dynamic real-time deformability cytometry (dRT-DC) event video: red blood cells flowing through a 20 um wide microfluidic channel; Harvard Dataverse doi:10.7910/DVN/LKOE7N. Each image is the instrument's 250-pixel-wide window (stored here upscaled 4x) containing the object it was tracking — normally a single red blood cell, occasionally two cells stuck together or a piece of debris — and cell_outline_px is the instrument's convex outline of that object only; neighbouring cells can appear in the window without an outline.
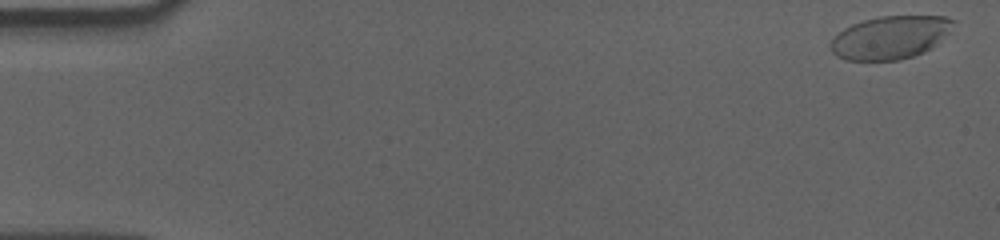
{"species": "human", "species_latin": "Homo sapiens", "temperature_condition": "cold", "stored_images_in_passage": 55, "camera_frame_rate_fps": 3000, "um_per_image_px": 0.085, "donor": {"sex": "male"}, "frame": {"image": 1, "passage_image": 2, "time_ms": 0.333, "image_size_px": [1000, 240], "cell_outline_px": [[956, 20], [948, 32], [932, 48], [924, 52], [900, 60], [844, 60], [836, 56], [832, 52], [828, 44], [844, 28], [852, 24], [864, 20], [880, 16], [948, 16]], "centroid_in_image_um": [75.66, 3.18], "position_along_channel_um": 9.3, "area_um2": 30.75}}
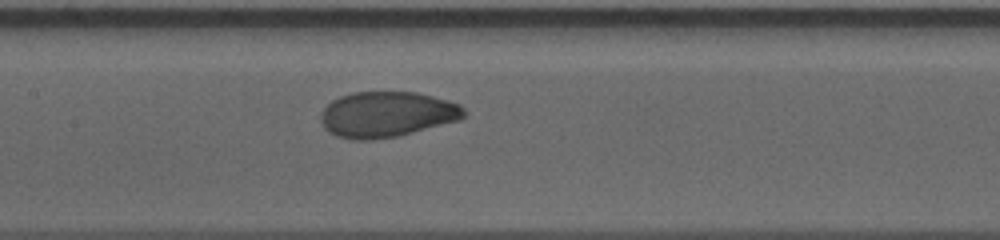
{"frame": {"image": 2, "passage_image": 29, "time_ms": 9.333, "image_size_px": [1000, 240], "cell_outline_px": [[464, 116], [460, 120], [396, 136], [372, 140], [352, 140], [336, 136], [328, 132], [324, 128], [320, 120], [320, 112], [332, 100], [340, 96], [352, 92], [416, 92], [432, 96], [460, 104], [464, 108]], "centroid_in_image_um": [32.84, 9.72], "position_along_channel_um": 174.6, "area_um2": 38.09}}
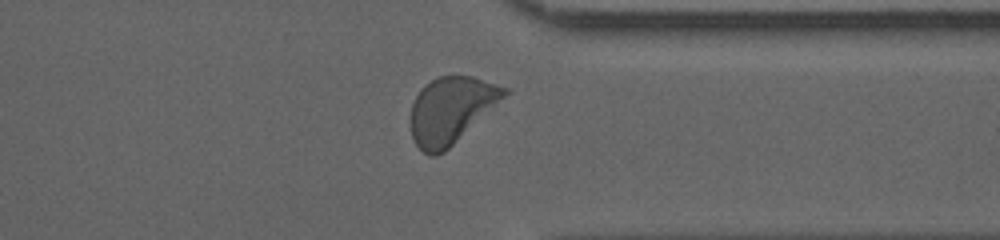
{"frame": {"image": 3, "passage_image": 46, "time_ms": 15.0, "image_size_px": [1000, 240], "cell_outline_px": [[512, 92], [444, 152], [436, 156], [428, 156], [416, 144], [412, 136], [408, 120], [412, 104], [420, 88], [424, 84], [440, 76], [472, 76], [508, 88]], "centroid_in_image_um": [38.33, 9.36], "position_along_channel_um": 373.1, "area_um2": 36.59}, "authors_computed_cell_mechanics": {"area_um2": 36.5296, "velocity_mm_per_s": 3.5409, "shape_relaxation_time_tau1_ms": 3.2134, "shape_relaxation_time_tau2_ms": null, "deformation_change_tau1": 0.1461, "deformation_change_tau2": null}}